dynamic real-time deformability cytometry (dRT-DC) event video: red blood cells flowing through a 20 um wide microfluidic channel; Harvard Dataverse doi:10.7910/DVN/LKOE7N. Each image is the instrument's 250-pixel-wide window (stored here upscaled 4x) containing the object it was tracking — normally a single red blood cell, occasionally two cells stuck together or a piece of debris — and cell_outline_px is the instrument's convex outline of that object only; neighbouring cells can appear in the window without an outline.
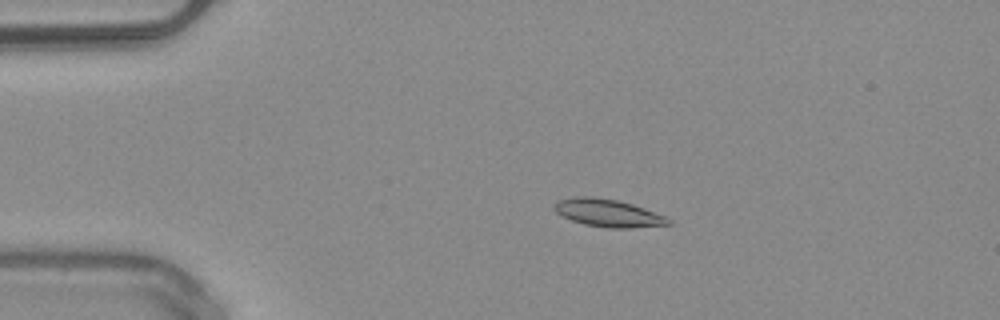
{"species": "common noctule bat (a hibernating species)", "species_latin": "Nyctalus noctula", "temperature_condition": "warm", "stored_images_in_passage": 51, "camera_frame_rate_fps": 3000, "um_per_image_px": 0.085, "animal": {"sex": "male", "body_mass_g": 20.4}, "frame": {"image": 1, "passage_image": 11, "time_ms": 3.333, "image_size_px": [1000, 320], "cell_outline_px": [[672, 224], [632, 228], [608, 228], [584, 224], [572, 220], [556, 212], [552, 208], [552, 204], [556, 200], [576, 196], [592, 196], [616, 200], [632, 204], [668, 216], [672, 220]], "centroid_in_image_um": [51.69, 18.1], "position_along_channel_um": 33.3, "area_um2": 18.61}}
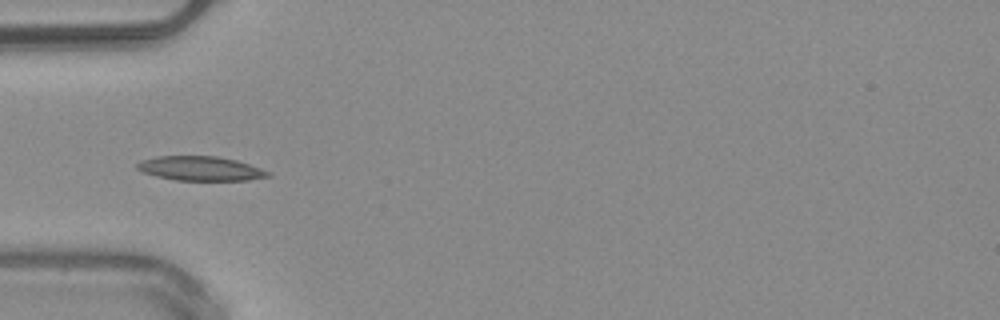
{"frame": {"image": 2, "passage_image": 17, "time_ms": 5.333, "image_size_px": [1000, 320], "cell_outline_px": [[272, 176], [248, 180], [176, 180], [156, 176], [144, 172], [136, 168], [136, 164], [140, 160], [156, 156], [216, 156], [236, 160], [272, 172]], "centroid_in_image_um": [17.04, 14.32], "position_along_channel_um": 68.0, "area_um2": 18.55}}
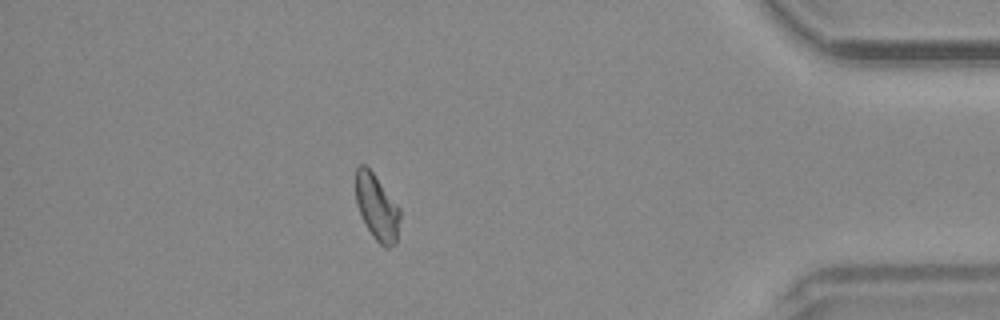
{"frame": {"image": 3, "passage_image": 45, "time_ms": 14.667, "image_size_px": [1000, 320], "cell_outline_px": [[400, 216], [396, 244], [388, 248], [384, 248], [372, 236], [356, 204], [356, 168], [360, 164], [364, 164], [372, 172], [400, 208]], "centroid_in_image_um": [32.04, 17.65], "position_along_channel_um": 403.2, "area_um2": 16.76}}